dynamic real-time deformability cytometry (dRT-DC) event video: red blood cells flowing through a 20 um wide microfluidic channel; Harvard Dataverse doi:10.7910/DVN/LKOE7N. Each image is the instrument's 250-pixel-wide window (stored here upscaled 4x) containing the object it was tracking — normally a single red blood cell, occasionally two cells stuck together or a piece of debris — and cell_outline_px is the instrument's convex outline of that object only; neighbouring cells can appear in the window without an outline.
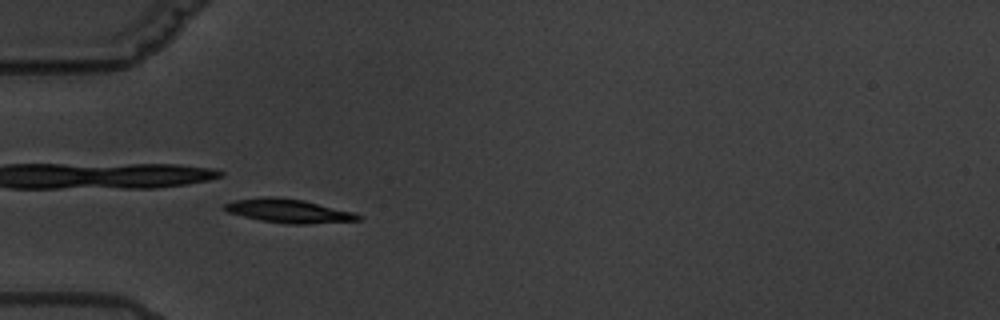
{"species": "common noctule bat (a hibernating species)", "species_latin": "Nyctalus noctula", "temperature_condition": "warm", "stored_images_in_passage": 7, "camera_frame_rate_fps": 3000, "um_per_image_px": 0.085, "animal": {"sex": "male", "body_mass_g": 19.5, "forearm_length_mm": 54.6}, "frame": {"image": 1, "passage_image": 5, "time_ms": 4.667, "image_size_px": [1000, 320], "cell_outline_px": [[364, 216], [360, 220], [308, 224], [288, 224], [260, 220], [228, 212], [224, 208], [224, 204], [236, 200], [264, 196], [276, 196], [304, 200], [352, 212]], "centroid_in_image_um": [24.55, 17.92], "position_along_channel_um": 60.5, "area_um2": 18.38}}